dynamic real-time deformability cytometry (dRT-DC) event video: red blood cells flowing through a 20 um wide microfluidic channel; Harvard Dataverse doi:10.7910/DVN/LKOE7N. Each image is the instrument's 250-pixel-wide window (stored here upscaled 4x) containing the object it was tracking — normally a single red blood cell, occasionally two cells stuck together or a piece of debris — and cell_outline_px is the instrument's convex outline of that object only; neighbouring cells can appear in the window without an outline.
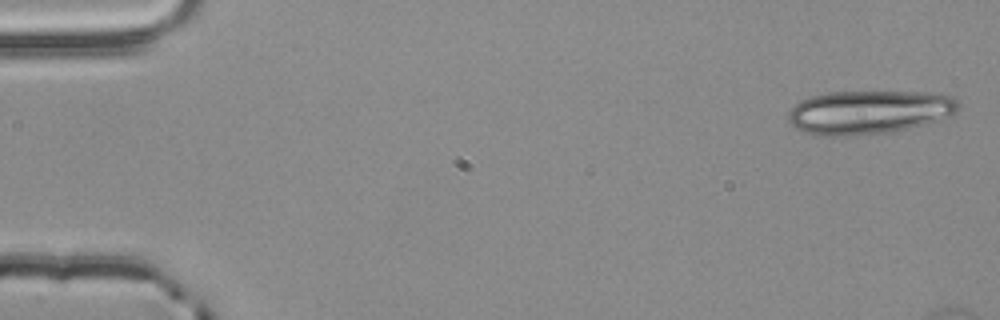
{"species": "common noctule bat (a hibernating species)", "species_latin": "Nyctalus noctula", "temperature_condition": "room temperature", "stored_images_in_passage": 4, "camera_frame_rate_fps": 3000, "um_per_image_px": 0.085, "animal": {"sex": "male", "body_mass_g": 20.4}, "frame": {"image": 1, "passage_image": 1, "time_ms": 0.0, "image_size_px": [1000, 320], "cell_outline_px": [[960, 104], [956, 112], [940, 120], [908, 128], [888, 132], [856, 136], [820, 136], [804, 132], [796, 128], [788, 120], [788, 112], [800, 100], [812, 96], [828, 92], [928, 92], [952, 96]], "centroid_in_image_um": [73.85, 9.54], "position_along_channel_um": 11.2, "area_um2": 43.41}}